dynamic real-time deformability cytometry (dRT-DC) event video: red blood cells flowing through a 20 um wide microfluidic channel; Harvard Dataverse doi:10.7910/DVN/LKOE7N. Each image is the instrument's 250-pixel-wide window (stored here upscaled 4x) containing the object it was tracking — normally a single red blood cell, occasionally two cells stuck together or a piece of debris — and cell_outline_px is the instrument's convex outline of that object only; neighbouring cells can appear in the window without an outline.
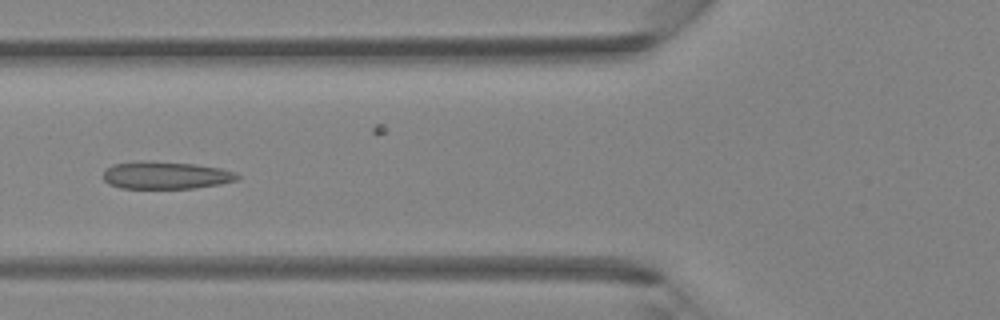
{"species": "Egyptian fruit bat (a non-hibernating species)", "species_latin": "Rousettus aegyptiacus", "temperature_condition": "room temperature", "stored_images_in_passage": 33, "camera_frame_rate_fps": 3000, "um_per_image_px": 0.085, "animal": {"sex": "female"}, "frame": {"image": 1, "passage_image": 5, "time_ms": 1.333, "image_size_px": [1000, 320], "cell_outline_px": [[240, 176], [236, 180], [220, 184], [192, 188], [120, 188], [108, 184], [104, 180], [104, 172], [112, 164], [140, 160], [144, 160], [196, 164], [220, 168], [236, 172]], "centroid_in_image_um": [14.08, 14.89], "position_along_channel_um": 111.7, "area_um2": 21.56}}
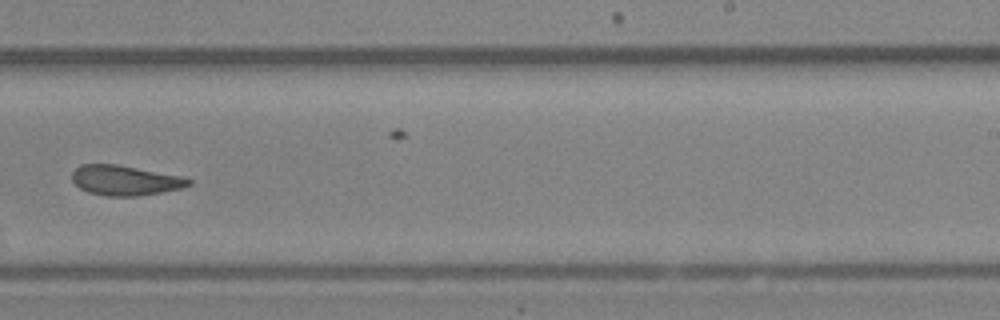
{"frame": {"image": 2, "passage_image": 16, "time_ms": 5.0, "image_size_px": [1000, 320], "cell_outline_px": [[192, 184], [180, 188], [160, 192], [136, 196], [104, 196], [88, 192], [80, 188], [72, 180], [72, 172], [80, 164], [116, 164], [180, 176], [192, 180]], "centroid_in_image_um": [10.59, 15.33], "position_along_channel_um": 278.4, "area_um2": 20.17}}
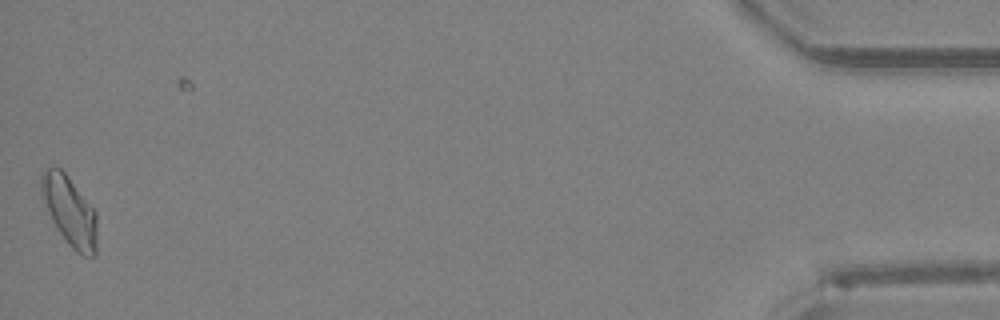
{"frame": {"image": 3, "passage_image": 32, "time_ms": 10.333, "image_size_px": [1000, 320], "cell_outline_px": [[96, 256], [84, 256], [76, 252], [68, 244], [52, 220], [48, 212], [40, 192], [40, 176], [44, 168], [60, 168], [64, 172], [96, 212]], "centroid_in_image_um": [5.9, 17.94], "position_along_channel_um": 429.3, "area_um2": 22.25}}